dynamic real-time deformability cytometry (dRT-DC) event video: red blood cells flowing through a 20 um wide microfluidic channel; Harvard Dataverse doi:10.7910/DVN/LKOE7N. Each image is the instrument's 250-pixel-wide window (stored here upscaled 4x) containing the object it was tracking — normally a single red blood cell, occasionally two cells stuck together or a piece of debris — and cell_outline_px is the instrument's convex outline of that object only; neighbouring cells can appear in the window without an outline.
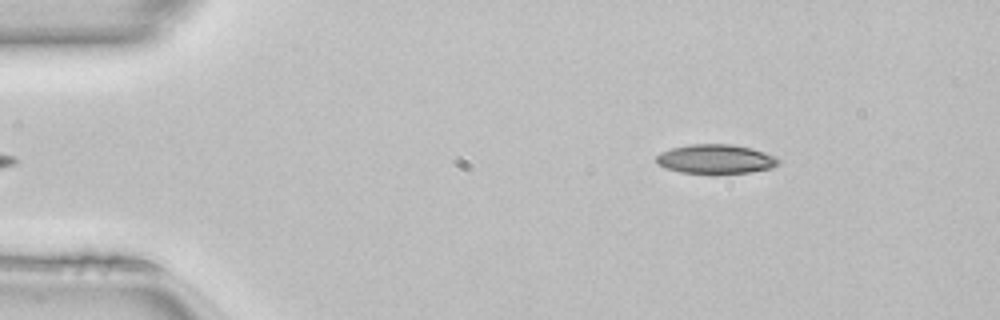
{"species": "common noctule bat (a hibernating species)", "species_latin": "Nyctalus noctula", "temperature_condition": "room temperature", "stored_images_in_passage": 43, "camera_frame_rate_fps": 3000, "um_per_image_px": 0.085, "animal": {"sex": "female", "body_mass_g": 22.7, "forearm_length_mm": 54.2}, "frame": {"image": 1, "passage_image": 1, "time_ms": 0.0, "image_size_px": [1000, 320], "cell_outline_px": [[780, 164], [772, 168], [748, 172], [680, 172], [656, 164], [656, 156], [660, 152], [672, 148], [692, 144], [732, 144], [748, 148], [776, 156], [780, 160]], "centroid_in_image_um": [60.83, 13.5], "position_along_channel_um": 24.2, "area_um2": 20.35}}
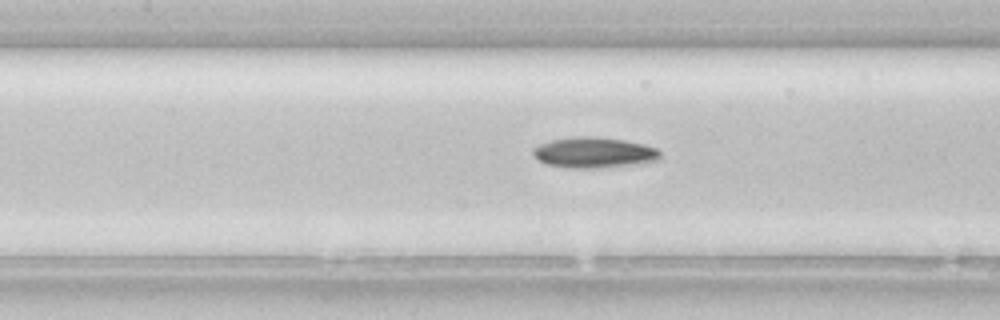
{"frame": {"image": 2, "passage_image": 16, "time_ms": 5.0, "image_size_px": [1000, 320], "cell_outline_px": [[660, 160], [628, 164], [592, 168], [568, 168], [548, 164], [540, 160], [532, 152], [532, 148], [540, 144], [552, 140], [576, 136], [596, 136], [624, 140], [644, 144], [656, 148], [660, 152]], "centroid_in_image_um": [50.48, 12.95], "position_along_channel_um": 156.9, "area_um2": 22.37}}
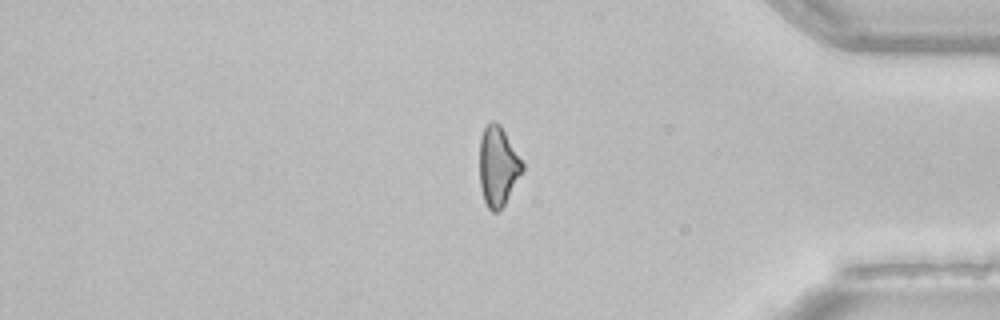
{"frame": {"image": 3, "passage_image": 35, "time_ms": 11.333, "image_size_px": [1000, 320], "cell_outline_px": [[524, 168], [504, 204], [496, 212], [492, 212], [488, 208], [484, 200], [480, 188], [480, 140], [484, 128], [492, 120], [500, 124], [524, 164]], "centroid_in_image_um": [42.31, 14.12], "position_along_channel_um": 392.9, "area_um2": 19.54}, "authors_computed_cell_mechanics": {"area_um2": 20.7502, "velocity_mm_per_s": 4.1435, "shape_relaxation_time_tau1_ms": 7.2769, "shape_relaxation_time_tau2_ms": null, "deformation_change_tau1": 0.1694, "deformation_change_tau2": null}}